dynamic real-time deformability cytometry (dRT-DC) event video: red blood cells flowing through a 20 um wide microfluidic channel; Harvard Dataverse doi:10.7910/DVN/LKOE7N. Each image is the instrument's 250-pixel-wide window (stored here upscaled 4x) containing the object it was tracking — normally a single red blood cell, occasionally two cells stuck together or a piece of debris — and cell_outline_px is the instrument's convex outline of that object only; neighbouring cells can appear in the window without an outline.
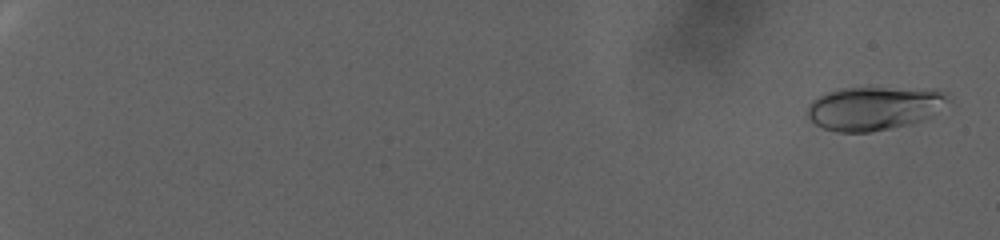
{"species": "human", "species_latin": "Homo sapiens", "temperature_condition": "warm", "stored_images_in_passage": 100, "camera_frame_rate_fps": 3000, "um_per_image_px": 0.085, "donor": {"sex": "female"}, "frame": {"image": 1, "passage_image": 4, "time_ms": 1.0, "image_size_px": [1000, 240], "cell_outline_px": [[952, 100], [932, 116], [912, 124], [872, 132], [836, 132], [824, 128], [808, 120], [808, 104], [812, 100], [828, 92], [840, 88], [940, 88], [948, 92]], "centroid_in_image_um": [74.39, 9.19], "position_along_channel_um": 10.6, "area_um2": 36.47}}
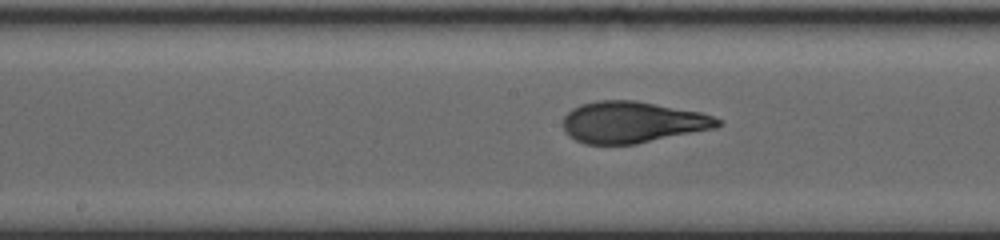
{"frame": {"image": 2, "passage_image": 61, "time_ms": 20.0, "image_size_px": [1000, 240], "cell_outline_px": [[724, 124], [716, 128], [636, 144], [584, 144], [568, 136], [564, 132], [564, 116], [572, 108], [580, 104], [596, 100], [636, 100], [700, 112], [712, 116], [720, 120]], "centroid_in_image_um": [53.74, 10.38], "position_along_channel_um": 194.5, "area_um2": 37.51}}
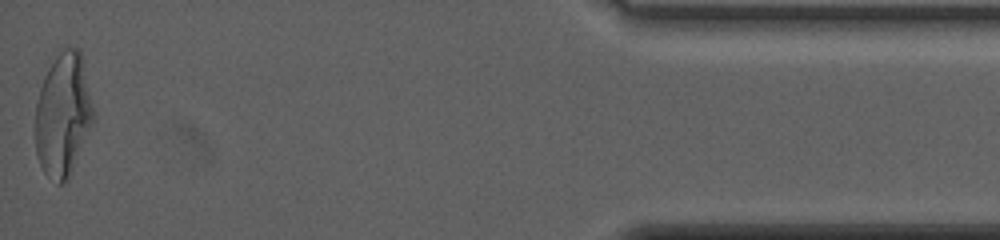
{"frame": {"image": 3, "passage_image": 100, "time_ms": 33.0, "image_size_px": [1000, 240], "cell_outline_px": [[96, 116], [68, 180], [60, 184], [56, 184], [44, 172], [36, 156], [36, 104], [40, 88], [44, 76], [48, 68], [56, 56], [68, 44], [80, 48], [96, 112]], "centroid_in_image_um": [5.4, 9.73], "position_along_channel_um": 429.8, "area_um2": 42.31}, "authors_computed_cell_mechanics": {"area_um2": 36.8764, "velocity_mm_per_s": 2.2919, "shape_relaxation_time_tau1_ms": 10.7726, "shape_relaxation_time_tau2_ms": null, "deformation_change_tau1": 0.2822, "deformation_change_tau2": null}}